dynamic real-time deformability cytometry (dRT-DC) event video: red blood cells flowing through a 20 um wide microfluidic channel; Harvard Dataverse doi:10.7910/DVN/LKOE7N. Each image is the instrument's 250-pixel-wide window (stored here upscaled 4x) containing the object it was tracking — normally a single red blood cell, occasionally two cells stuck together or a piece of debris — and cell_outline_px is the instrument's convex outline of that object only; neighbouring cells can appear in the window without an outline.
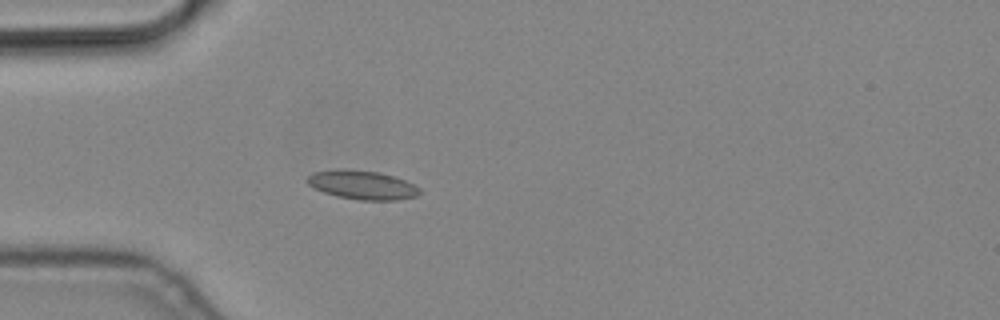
{"species": "common noctule bat (a hibernating species)", "species_latin": "Nyctalus noctula", "temperature_condition": "cold", "stored_images_in_passage": 4, "camera_frame_rate_fps": 3000, "um_per_image_px": 0.085, "animal": {"sex": "male", "body_mass_g": 19.2, "forearm_length_mm": 51.8}, "frame": {"image": 1, "passage_image": 4, "time_ms": 1.0, "image_size_px": [1000, 320], "cell_outline_px": [[420, 192], [416, 196], [396, 200], [360, 200], [336, 196], [324, 192], [308, 184], [308, 176], [312, 172], [344, 168], [380, 172], [404, 180], [420, 188]], "centroid_in_image_um": [30.78, 15.71], "position_along_channel_um": 54.2, "area_um2": 18.79}}